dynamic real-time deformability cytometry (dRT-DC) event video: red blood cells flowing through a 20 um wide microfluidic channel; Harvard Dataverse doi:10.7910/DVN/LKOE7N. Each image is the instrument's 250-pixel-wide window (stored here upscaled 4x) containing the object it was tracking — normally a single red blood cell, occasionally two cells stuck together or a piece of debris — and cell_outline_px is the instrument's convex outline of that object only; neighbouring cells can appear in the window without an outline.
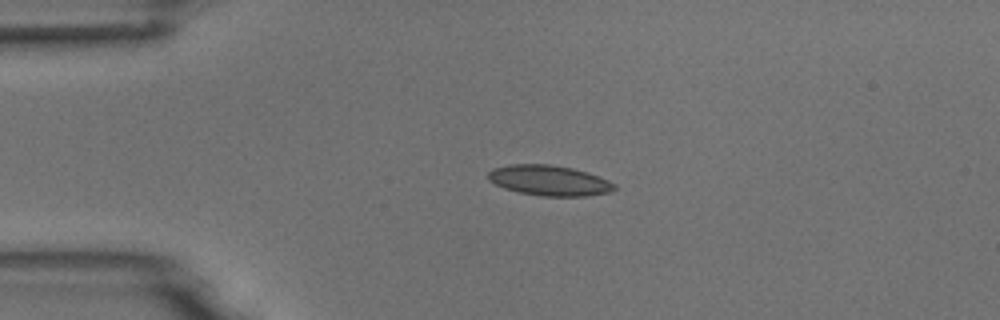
{"species": "common noctule bat (a hibernating species)", "species_latin": "Nyctalus noctula", "temperature_condition": "room temperature", "stored_images_in_passage": 5, "camera_frame_rate_fps": 3000, "um_per_image_px": 0.085, "animal": {"sex": "male", "body_mass_g": 18.8}, "frame": {"image": 1, "passage_image": 3, "time_ms": 3.0, "image_size_px": [1000, 320], "cell_outline_px": [[616, 188], [608, 192], [588, 196], [540, 196], [520, 192], [504, 188], [488, 180], [488, 172], [492, 168], [508, 164], [548, 164], [572, 168], [608, 180], [616, 184]], "centroid_in_image_um": [46.64, 15.34], "position_along_channel_um": 38.4, "area_um2": 22.2}}